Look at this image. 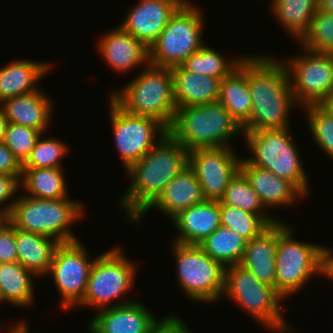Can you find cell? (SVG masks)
<instances>
[{
  "label": "cell",
  "instance_id": "6da1fadb",
  "mask_svg": "<svg viewBox=\"0 0 333 333\" xmlns=\"http://www.w3.org/2000/svg\"><path fill=\"white\" fill-rule=\"evenodd\" d=\"M248 88L252 112L243 132L289 127L290 110L299 104L284 63L270 55H248Z\"/></svg>",
  "mask_w": 333,
  "mask_h": 333
},
{
  "label": "cell",
  "instance_id": "7a4b0ae2",
  "mask_svg": "<svg viewBox=\"0 0 333 333\" xmlns=\"http://www.w3.org/2000/svg\"><path fill=\"white\" fill-rule=\"evenodd\" d=\"M188 151L169 132L139 161L132 164L127 174L132 179L119 206L133 222L159 197L167 184L186 166Z\"/></svg>",
  "mask_w": 333,
  "mask_h": 333
},
{
  "label": "cell",
  "instance_id": "3957f363",
  "mask_svg": "<svg viewBox=\"0 0 333 333\" xmlns=\"http://www.w3.org/2000/svg\"><path fill=\"white\" fill-rule=\"evenodd\" d=\"M168 132L189 152L200 148L231 147L230 139L243 135L239 123L219 102L178 107Z\"/></svg>",
  "mask_w": 333,
  "mask_h": 333
},
{
  "label": "cell",
  "instance_id": "277c9868",
  "mask_svg": "<svg viewBox=\"0 0 333 333\" xmlns=\"http://www.w3.org/2000/svg\"><path fill=\"white\" fill-rule=\"evenodd\" d=\"M144 67L137 77L110 97L126 112L154 118L169 129L177 109L171 68L151 64Z\"/></svg>",
  "mask_w": 333,
  "mask_h": 333
},
{
  "label": "cell",
  "instance_id": "5b68a950",
  "mask_svg": "<svg viewBox=\"0 0 333 333\" xmlns=\"http://www.w3.org/2000/svg\"><path fill=\"white\" fill-rule=\"evenodd\" d=\"M69 198L47 200L21 194L6 219L17 229L46 235L60 243L78 241L70 226L84 216V208L82 202Z\"/></svg>",
  "mask_w": 333,
  "mask_h": 333
},
{
  "label": "cell",
  "instance_id": "8992f818",
  "mask_svg": "<svg viewBox=\"0 0 333 333\" xmlns=\"http://www.w3.org/2000/svg\"><path fill=\"white\" fill-rule=\"evenodd\" d=\"M290 130L288 127L243 132L249 152L252 153V157L246 159L252 165L292 182L306 197L309 193L308 177Z\"/></svg>",
  "mask_w": 333,
  "mask_h": 333
},
{
  "label": "cell",
  "instance_id": "52a82bcc",
  "mask_svg": "<svg viewBox=\"0 0 333 333\" xmlns=\"http://www.w3.org/2000/svg\"><path fill=\"white\" fill-rule=\"evenodd\" d=\"M223 295L239 304L242 309H246L255 321L269 330L279 333L291 331L279 304L285 298L276 288L261 282L241 264L226 267Z\"/></svg>",
  "mask_w": 333,
  "mask_h": 333
},
{
  "label": "cell",
  "instance_id": "ba28073f",
  "mask_svg": "<svg viewBox=\"0 0 333 333\" xmlns=\"http://www.w3.org/2000/svg\"><path fill=\"white\" fill-rule=\"evenodd\" d=\"M292 230L282 220L277 222L275 288L284 298L304 288L311 276H323L324 246L298 241Z\"/></svg>",
  "mask_w": 333,
  "mask_h": 333
},
{
  "label": "cell",
  "instance_id": "9c48e42d",
  "mask_svg": "<svg viewBox=\"0 0 333 333\" xmlns=\"http://www.w3.org/2000/svg\"><path fill=\"white\" fill-rule=\"evenodd\" d=\"M172 248L179 285L190 300L214 303L220 299L225 288L226 267L200 245L173 240Z\"/></svg>",
  "mask_w": 333,
  "mask_h": 333
},
{
  "label": "cell",
  "instance_id": "30bf717a",
  "mask_svg": "<svg viewBox=\"0 0 333 333\" xmlns=\"http://www.w3.org/2000/svg\"><path fill=\"white\" fill-rule=\"evenodd\" d=\"M187 2L169 20L156 41L149 47V62L153 66H180L203 45V15L199 8Z\"/></svg>",
  "mask_w": 333,
  "mask_h": 333
},
{
  "label": "cell",
  "instance_id": "8fae6325",
  "mask_svg": "<svg viewBox=\"0 0 333 333\" xmlns=\"http://www.w3.org/2000/svg\"><path fill=\"white\" fill-rule=\"evenodd\" d=\"M136 265L119 247L97 256L92 264L83 299L78 303L98 309L108 308L134 286Z\"/></svg>",
  "mask_w": 333,
  "mask_h": 333
},
{
  "label": "cell",
  "instance_id": "7c38bea8",
  "mask_svg": "<svg viewBox=\"0 0 333 333\" xmlns=\"http://www.w3.org/2000/svg\"><path fill=\"white\" fill-rule=\"evenodd\" d=\"M108 100L115 145L127 170L151 150L168 129L154 118L126 112L110 96Z\"/></svg>",
  "mask_w": 333,
  "mask_h": 333
},
{
  "label": "cell",
  "instance_id": "4fadbf2b",
  "mask_svg": "<svg viewBox=\"0 0 333 333\" xmlns=\"http://www.w3.org/2000/svg\"><path fill=\"white\" fill-rule=\"evenodd\" d=\"M282 62L288 70L292 93L299 105H319L333 89V53H315Z\"/></svg>",
  "mask_w": 333,
  "mask_h": 333
},
{
  "label": "cell",
  "instance_id": "5bb4252c",
  "mask_svg": "<svg viewBox=\"0 0 333 333\" xmlns=\"http://www.w3.org/2000/svg\"><path fill=\"white\" fill-rule=\"evenodd\" d=\"M93 262L79 240L61 243L56 248L47 275H52L55 287L63 297L62 309L75 307L83 299Z\"/></svg>",
  "mask_w": 333,
  "mask_h": 333
},
{
  "label": "cell",
  "instance_id": "9a60e30c",
  "mask_svg": "<svg viewBox=\"0 0 333 333\" xmlns=\"http://www.w3.org/2000/svg\"><path fill=\"white\" fill-rule=\"evenodd\" d=\"M232 147L189 151L188 166L194 171L206 200L220 201L231 179L240 170L241 158Z\"/></svg>",
  "mask_w": 333,
  "mask_h": 333
},
{
  "label": "cell",
  "instance_id": "2e32d148",
  "mask_svg": "<svg viewBox=\"0 0 333 333\" xmlns=\"http://www.w3.org/2000/svg\"><path fill=\"white\" fill-rule=\"evenodd\" d=\"M186 0H140L119 25L148 48L156 41L169 20Z\"/></svg>",
  "mask_w": 333,
  "mask_h": 333
},
{
  "label": "cell",
  "instance_id": "e0dca14e",
  "mask_svg": "<svg viewBox=\"0 0 333 333\" xmlns=\"http://www.w3.org/2000/svg\"><path fill=\"white\" fill-rule=\"evenodd\" d=\"M99 310L87 327L89 333H149L158 322L145 304L120 300Z\"/></svg>",
  "mask_w": 333,
  "mask_h": 333
},
{
  "label": "cell",
  "instance_id": "ac0fdd59",
  "mask_svg": "<svg viewBox=\"0 0 333 333\" xmlns=\"http://www.w3.org/2000/svg\"><path fill=\"white\" fill-rule=\"evenodd\" d=\"M100 56L106 60L115 72L131 71L140 65H149V48L125 32L119 25L105 33L98 41Z\"/></svg>",
  "mask_w": 333,
  "mask_h": 333
},
{
  "label": "cell",
  "instance_id": "d6986e66",
  "mask_svg": "<svg viewBox=\"0 0 333 333\" xmlns=\"http://www.w3.org/2000/svg\"><path fill=\"white\" fill-rule=\"evenodd\" d=\"M205 200L194 171L186 166L167 184L159 197L133 223L136 225L141 222L144 214L152 208H156L161 213L173 218L180 211L192 205L200 204Z\"/></svg>",
  "mask_w": 333,
  "mask_h": 333
},
{
  "label": "cell",
  "instance_id": "ffe728a7",
  "mask_svg": "<svg viewBox=\"0 0 333 333\" xmlns=\"http://www.w3.org/2000/svg\"><path fill=\"white\" fill-rule=\"evenodd\" d=\"M240 171L246 176L265 209L266 206H291L297 202V197L305 196L292 182L276 176L269 170L252 165L245 158L241 159Z\"/></svg>",
  "mask_w": 333,
  "mask_h": 333
},
{
  "label": "cell",
  "instance_id": "44dd1931",
  "mask_svg": "<svg viewBox=\"0 0 333 333\" xmlns=\"http://www.w3.org/2000/svg\"><path fill=\"white\" fill-rule=\"evenodd\" d=\"M172 222L180 233L175 242L199 245L221 226L219 201L192 205L174 216Z\"/></svg>",
  "mask_w": 333,
  "mask_h": 333
},
{
  "label": "cell",
  "instance_id": "7402d4cb",
  "mask_svg": "<svg viewBox=\"0 0 333 333\" xmlns=\"http://www.w3.org/2000/svg\"><path fill=\"white\" fill-rule=\"evenodd\" d=\"M52 103L49 95L38 89L32 93L3 100L0 107L9 123L31 127L44 133L52 119Z\"/></svg>",
  "mask_w": 333,
  "mask_h": 333
},
{
  "label": "cell",
  "instance_id": "603a6c76",
  "mask_svg": "<svg viewBox=\"0 0 333 333\" xmlns=\"http://www.w3.org/2000/svg\"><path fill=\"white\" fill-rule=\"evenodd\" d=\"M177 108L217 102L221 79L185 70L181 65L171 68Z\"/></svg>",
  "mask_w": 333,
  "mask_h": 333
},
{
  "label": "cell",
  "instance_id": "cb8c5ba5",
  "mask_svg": "<svg viewBox=\"0 0 333 333\" xmlns=\"http://www.w3.org/2000/svg\"><path fill=\"white\" fill-rule=\"evenodd\" d=\"M277 252V223L260 236L247 241L240 264L261 282L275 288Z\"/></svg>",
  "mask_w": 333,
  "mask_h": 333
},
{
  "label": "cell",
  "instance_id": "d4e9b609",
  "mask_svg": "<svg viewBox=\"0 0 333 333\" xmlns=\"http://www.w3.org/2000/svg\"><path fill=\"white\" fill-rule=\"evenodd\" d=\"M51 64L31 60H14L0 68V103L32 93L39 88L36 83L50 70Z\"/></svg>",
  "mask_w": 333,
  "mask_h": 333
},
{
  "label": "cell",
  "instance_id": "484cf974",
  "mask_svg": "<svg viewBox=\"0 0 333 333\" xmlns=\"http://www.w3.org/2000/svg\"><path fill=\"white\" fill-rule=\"evenodd\" d=\"M218 101L243 127L250 119L252 100L248 88V55H246L229 76L220 83Z\"/></svg>",
  "mask_w": 333,
  "mask_h": 333
},
{
  "label": "cell",
  "instance_id": "4316f807",
  "mask_svg": "<svg viewBox=\"0 0 333 333\" xmlns=\"http://www.w3.org/2000/svg\"><path fill=\"white\" fill-rule=\"evenodd\" d=\"M60 244L46 235L16 228L17 261L36 277L47 275L55 250Z\"/></svg>",
  "mask_w": 333,
  "mask_h": 333
},
{
  "label": "cell",
  "instance_id": "83f0119b",
  "mask_svg": "<svg viewBox=\"0 0 333 333\" xmlns=\"http://www.w3.org/2000/svg\"><path fill=\"white\" fill-rule=\"evenodd\" d=\"M37 278L18 261L0 263V302L28 307L34 301V281Z\"/></svg>",
  "mask_w": 333,
  "mask_h": 333
},
{
  "label": "cell",
  "instance_id": "f1b7e54d",
  "mask_svg": "<svg viewBox=\"0 0 333 333\" xmlns=\"http://www.w3.org/2000/svg\"><path fill=\"white\" fill-rule=\"evenodd\" d=\"M274 18L300 41L307 33L318 9V0H271Z\"/></svg>",
  "mask_w": 333,
  "mask_h": 333
},
{
  "label": "cell",
  "instance_id": "f546056e",
  "mask_svg": "<svg viewBox=\"0 0 333 333\" xmlns=\"http://www.w3.org/2000/svg\"><path fill=\"white\" fill-rule=\"evenodd\" d=\"M63 168H23L20 181L28 194L38 199L68 198Z\"/></svg>",
  "mask_w": 333,
  "mask_h": 333
},
{
  "label": "cell",
  "instance_id": "4dcf8cb0",
  "mask_svg": "<svg viewBox=\"0 0 333 333\" xmlns=\"http://www.w3.org/2000/svg\"><path fill=\"white\" fill-rule=\"evenodd\" d=\"M215 261L225 267L240 264L247 245L245 240L232 229L219 226L199 244Z\"/></svg>",
  "mask_w": 333,
  "mask_h": 333
},
{
  "label": "cell",
  "instance_id": "1f68e13d",
  "mask_svg": "<svg viewBox=\"0 0 333 333\" xmlns=\"http://www.w3.org/2000/svg\"><path fill=\"white\" fill-rule=\"evenodd\" d=\"M245 55L228 60L216 50L203 45L198 51L192 53L181 66L192 73L205 74L214 78L223 79L229 76L243 60Z\"/></svg>",
  "mask_w": 333,
  "mask_h": 333
},
{
  "label": "cell",
  "instance_id": "d6a6232c",
  "mask_svg": "<svg viewBox=\"0 0 333 333\" xmlns=\"http://www.w3.org/2000/svg\"><path fill=\"white\" fill-rule=\"evenodd\" d=\"M219 203L236 207L238 209L261 215L270 225L276 224L279 220L263 210L257 193L252 189L246 176L239 170L231 179Z\"/></svg>",
  "mask_w": 333,
  "mask_h": 333
},
{
  "label": "cell",
  "instance_id": "836d02e7",
  "mask_svg": "<svg viewBox=\"0 0 333 333\" xmlns=\"http://www.w3.org/2000/svg\"><path fill=\"white\" fill-rule=\"evenodd\" d=\"M221 226L232 229L245 240L260 236L271 225L259 214L219 203Z\"/></svg>",
  "mask_w": 333,
  "mask_h": 333
},
{
  "label": "cell",
  "instance_id": "e575fe53",
  "mask_svg": "<svg viewBox=\"0 0 333 333\" xmlns=\"http://www.w3.org/2000/svg\"><path fill=\"white\" fill-rule=\"evenodd\" d=\"M300 45L315 53H333V14L317 9Z\"/></svg>",
  "mask_w": 333,
  "mask_h": 333
},
{
  "label": "cell",
  "instance_id": "d590c367",
  "mask_svg": "<svg viewBox=\"0 0 333 333\" xmlns=\"http://www.w3.org/2000/svg\"><path fill=\"white\" fill-rule=\"evenodd\" d=\"M41 136L23 163V168H62L61 159L68 151L66 143L56 138L41 139Z\"/></svg>",
  "mask_w": 333,
  "mask_h": 333
},
{
  "label": "cell",
  "instance_id": "8d00e7d4",
  "mask_svg": "<svg viewBox=\"0 0 333 333\" xmlns=\"http://www.w3.org/2000/svg\"><path fill=\"white\" fill-rule=\"evenodd\" d=\"M306 110L308 128L315 143L326 155L333 159V116L320 105H308Z\"/></svg>",
  "mask_w": 333,
  "mask_h": 333
},
{
  "label": "cell",
  "instance_id": "74e56055",
  "mask_svg": "<svg viewBox=\"0 0 333 333\" xmlns=\"http://www.w3.org/2000/svg\"><path fill=\"white\" fill-rule=\"evenodd\" d=\"M41 134L43 133L37 129L9 123L3 141L23 164L30 156Z\"/></svg>",
  "mask_w": 333,
  "mask_h": 333
},
{
  "label": "cell",
  "instance_id": "f35d334b",
  "mask_svg": "<svg viewBox=\"0 0 333 333\" xmlns=\"http://www.w3.org/2000/svg\"><path fill=\"white\" fill-rule=\"evenodd\" d=\"M16 261V228L5 218L0 224V263Z\"/></svg>",
  "mask_w": 333,
  "mask_h": 333
},
{
  "label": "cell",
  "instance_id": "ab89813d",
  "mask_svg": "<svg viewBox=\"0 0 333 333\" xmlns=\"http://www.w3.org/2000/svg\"><path fill=\"white\" fill-rule=\"evenodd\" d=\"M21 178L22 176L0 174V212L5 217L8 216L15 203V201H13L11 198H14L13 196H16L15 193L18 192L17 190L21 188ZM9 199L10 201L12 200V202H8V204L6 205Z\"/></svg>",
  "mask_w": 333,
  "mask_h": 333
},
{
  "label": "cell",
  "instance_id": "60d3db41",
  "mask_svg": "<svg viewBox=\"0 0 333 333\" xmlns=\"http://www.w3.org/2000/svg\"><path fill=\"white\" fill-rule=\"evenodd\" d=\"M23 164L8 149L4 141H0V174L22 176Z\"/></svg>",
  "mask_w": 333,
  "mask_h": 333
},
{
  "label": "cell",
  "instance_id": "b9f144b4",
  "mask_svg": "<svg viewBox=\"0 0 333 333\" xmlns=\"http://www.w3.org/2000/svg\"><path fill=\"white\" fill-rule=\"evenodd\" d=\"M184 320L177 316H167L151 328L149 333H192Z\"/></svg>",
  "mask_w": 333,
  "mask_h": 333
},
{
  "label": "cell",
  "instance_id": "7bdbcfd3",
  "mask_svg": "<svg viewBox=\"0 0 333 333\" xmlns=\"http://www.w3.org/2000/svg\"><path fill=\"white\" fill-rule=\"evenodd\" d=\"M333 252L331 249L323 248V275L333 279Z\"/></svg>",
  "mask_w": 333,
  "mask_h": 333
},
{
  "label": "cell",
  "instance_id": "ee69618b",
  "mask_svg": "<svg viewBox=\"0 0 333 333\" xmlns=\"http://www.w3.org/2000/svg\"><path fill=\"white\" fill-rule=\"evenodd\" d=\"M319 105L331 116H333V89L327 94L326 98Z\"/></svg>",
  "mask_w": 333,
  "mask_h": 333
},
{
  "label": "cell",
  "instance_id": "f6af8a7d",
  "mask_svg": "<svg viewBox=\"0 0 333 333\" xmlns=\"http://www.w3.org/2000/svg\"><path fill=\"white\" fill-rule=\"evenodd\" d=\"M9 124L3 109L0 107V141L4 139L7 126Z\"/></svg>",
  "mask_w": 333,
  "mask_h": 333
},
{
  "label": "cell",
  "instance_id": "bcb514c9",
  "mask_svg": "<svg viewBox=\"0 0 333 333\" xmlns=\"http://www.w3.org/2000/svg\"><path fill=\"white\" fill-rule=\"evenodd\" d=\"M318 9L333 14V0H318Z\"/></svg>",
  "mask_w": 333,
  "mask_h": 333
},
{
  "label": "cell",
  "instance_id": "7dc6e473",
  "mask_svg": "<svg viewBox=\"0 0 333 333\" xmlns=\"http://www.w3.org/2000/svg\"><path fill=\"white\" fill-rule=\"evenodd\" d=\"M17 325H14V327L11 328L10 331H8L9 333H29L28 332V325L27 323H25V321L23 322L22 320L16 323Z\"/></svg>",
  "mask_w": 333,
  "mask_h": 333
},
{
  "label": "cell",
  "instance_id": "c3c4849f",
  "mask_svg": "<svg viewBox=\"0 0 333 333\" xmlns=\"http://www.w3.org/2000/svg\"><path fill=\"white\" fill-rule=\"evenodd\" d=\"M6 217L0 212V224L2 223V221L5 219Z\"/></svg>",
  "mask_w": 333,
  "mask_h": 333
}]
</instances>
